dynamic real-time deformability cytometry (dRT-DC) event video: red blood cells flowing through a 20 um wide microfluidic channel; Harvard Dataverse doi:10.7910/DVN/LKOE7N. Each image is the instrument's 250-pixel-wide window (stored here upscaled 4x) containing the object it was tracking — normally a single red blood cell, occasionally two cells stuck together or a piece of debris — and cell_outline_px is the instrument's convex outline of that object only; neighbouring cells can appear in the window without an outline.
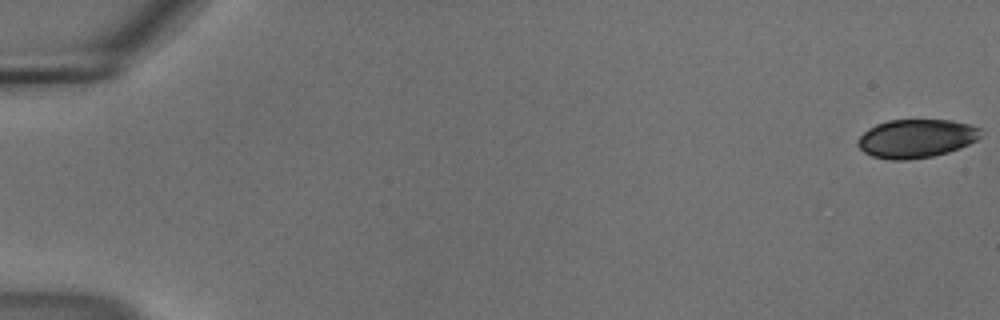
{"species": "common noctule bat (a hibernating species)", "species_latin": "Nyctalus noctula", "temperature_condition": "cold", "stored_images_in_passage": 17, "camera_frame_rate_fps": 3000, "um_per_image_px": 0.085, "animal": {"sex": "male", "body_mass_g": 18.8}, "frame": {"image": 1, "passage_image": 1, "time_ms": 0.0, "image_size_px": [1000, 320], "cell_outline_px": [[980, 136], [976, 140], [960, 148], [948, 152], [932, 156], [908, 160], [892, 160], [872, 156], [864, 152], [856, 144], [860, 136], [868, 128], [876, 124], [888, 120], [952, 120], [968, 124], [980, 128]], "centroid_in_image_um": [77.86, 11.77], "position_along_channel_um": 7.1, "area_um2": 27.57}}
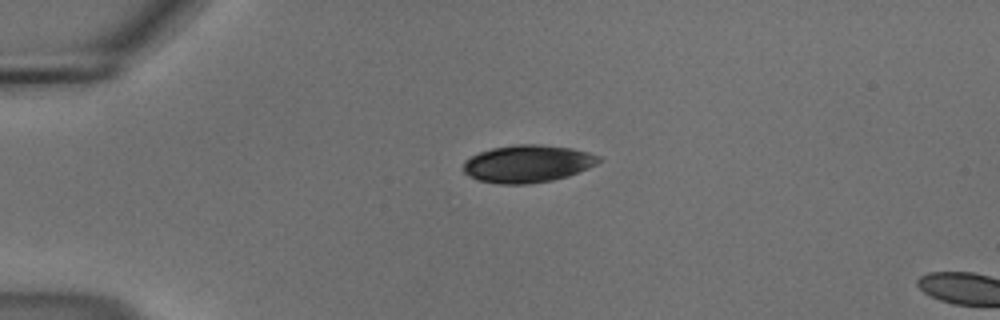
{"frame": {"image": 2, "passage_image": 14, "time_ms": 4.333, "image_size_px": [1000, 320], "cell_outline_px": [[600, 160], [596, 164], [588, 168], [568, 176], [552, 180], [524, 184], [500, 184], [476, 180], [468, 176], [464, 172], [464, 160], [480, 152], [492, 148], [516, 144], [540, 144], [572, 148], [588, 152], [600, 156]], "centroid_in_image_um": [44.83, 13.91], "position_along_channel_um": 40.2, "area_um2": 29.54}}